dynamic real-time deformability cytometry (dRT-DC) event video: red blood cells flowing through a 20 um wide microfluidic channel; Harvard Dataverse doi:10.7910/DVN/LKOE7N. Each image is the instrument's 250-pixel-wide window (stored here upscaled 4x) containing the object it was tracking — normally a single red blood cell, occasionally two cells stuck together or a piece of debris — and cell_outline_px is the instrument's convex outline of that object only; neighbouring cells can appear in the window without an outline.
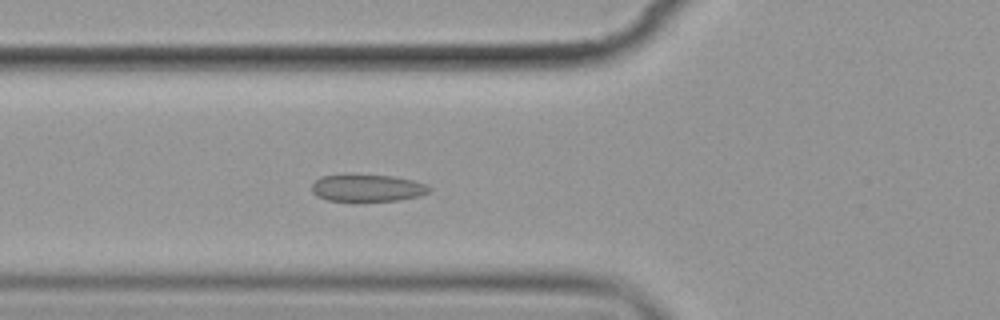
{"species": "common noctule bat (a hibernating species)", "species_latin": "Nyctalus noctula", "temperature_condition": "cold", "stored_images_in_passage": 6, "camera_frame_rate_fps": 3000, "um_per_image_px": 0.085, "animal": {"sex": "female", "body_mass_g": 19.9}, "frame": {"image": 1, "passage_image": 6, "time_ms": 6.667, "image_size_px": [1000, 320], "cell_outline_px": [[432, 188], [428, 192], [420, 196], [400, 200], [328, 200], [316, 196], [312, 192], [312, 184], [320, 176], [348, 172], [392, 176], [412, 180], [424, 184]], "centroid_in_image_um": [31.17, 15.93], "position_along_channel_um": 94.6, "area_um2": 18.96}}